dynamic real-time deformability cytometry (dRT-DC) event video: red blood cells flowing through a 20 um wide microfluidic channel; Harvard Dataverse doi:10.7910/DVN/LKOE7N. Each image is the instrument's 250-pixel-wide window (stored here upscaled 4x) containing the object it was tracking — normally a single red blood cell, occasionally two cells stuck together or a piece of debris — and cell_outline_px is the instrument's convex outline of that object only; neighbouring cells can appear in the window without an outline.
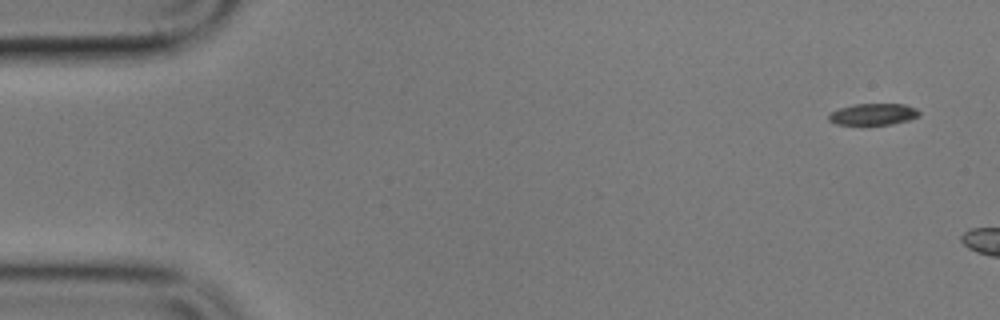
{"species": "common noctule bat (a hibernating species)", "species_latin": "Nyctalus noctula", "temperature_condition": "cold", "stored_images_in_passage": 3, "camera_frame_rate_fps": 3000, "um_per_image_px": 0.085, "animal": {"sex": "male", "body_mass_g": 17.9}, "frame": {"image": 1, "passage_image": 1, "time_ms": 0.0, "image_size_px": [1000, 320], "cell_outline_px": [[920, 116], [908, 120], [892, 124], [836, 124], [828, 120], [828, 116], [832, 112], [840, 108], [856, 104], [904, 104], [916, 108], [920, 112]], "centroid_in_image_um": [74.26, 9.7], "position_along_channel_um": 10.7, "area_um2": 11.21}}